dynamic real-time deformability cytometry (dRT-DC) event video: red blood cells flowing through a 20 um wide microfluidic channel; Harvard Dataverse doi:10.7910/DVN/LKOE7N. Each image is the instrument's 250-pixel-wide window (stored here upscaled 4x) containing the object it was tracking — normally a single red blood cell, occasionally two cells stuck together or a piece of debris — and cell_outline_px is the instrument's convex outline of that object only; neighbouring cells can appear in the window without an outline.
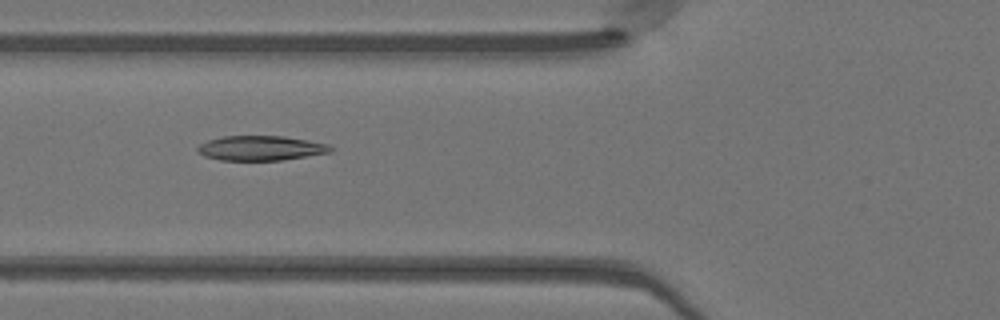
{"species": "Egyptian fruit bat (a non-hibernating species)", "species_latin": "Rousettus aegyptiacus", "temperature_condition": "warm", "stored_images_in_passage": 33, "camera_frame_rate_fps": 3000, "um_per_image_px": 0.085, "animal": {"sex": "female"}, "frame": {"image": 1, "passage_image": 3, "time_ms": 0.667, "image_size_px": [1000, 320], "cell_outline_px": [[332, 152], [280, 160], [220, 160], [204, 156], [196, 152], [196, 148], [200, 144], [208, 140], [224, 136], [284, 136], [308, 140], [328, 144], [332, 148]], "centroid_in_image_um": [22.13, 12.59], "position_along_channel_um": 103.7, "area_um2": 19.13}}
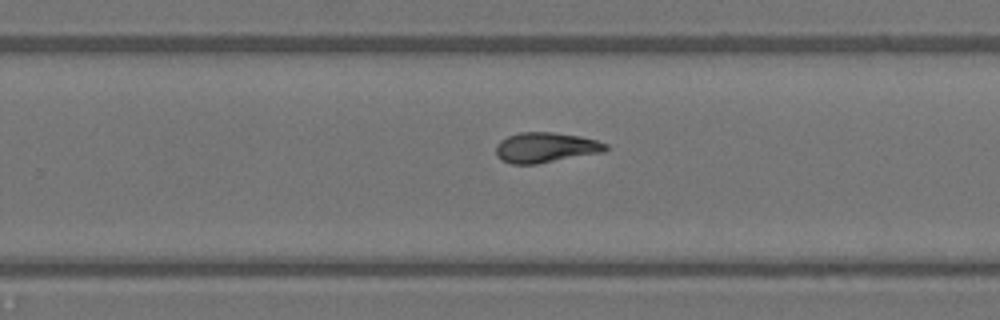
{"frame": {"image": 2, "passage_image": 16, "time_ms": 5.0, "image_size_px": [1000, 320], "cell_outline_px": [[608, 148], [604, 152], [536, 164], [512, 164], [500, 160], [496, 156], [496, 144], [500, 140], [508, 136], [520, 132], [552, 132], [580, 136], [596, 140], [608, 144]], "centroid_in_image_um": [46.36, 12.54], "position_along_channel_um": 283.4, "area_um2": 19.42}}
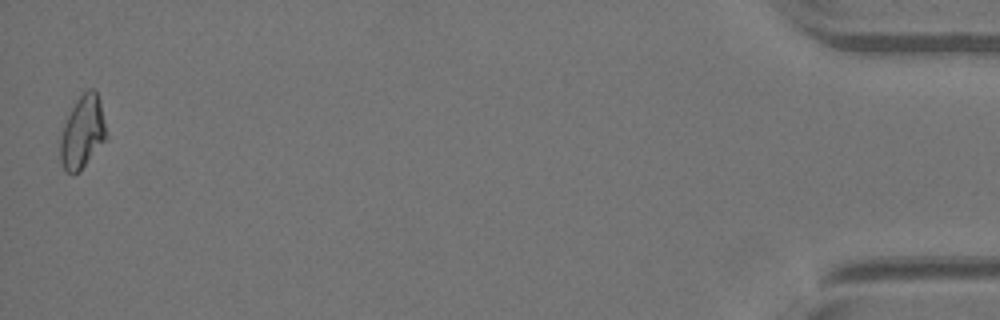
{"frame": {"image": 3, "passage_image": 33, "time_ms": 10.667, "image_size_px": [1000, 320], "cell_outline_px": [[104, 140], [80, 172], [72, 176], [64, 172], [60, 160], [60, 136], [64, 124], [76, 100], [88, 88], [96, 88], [100, 104], [104, 124]], "centroid_in_image_um": [6.95, 11.28], "position_along_channel_um": 428.2, "area_um2": 19.19}}